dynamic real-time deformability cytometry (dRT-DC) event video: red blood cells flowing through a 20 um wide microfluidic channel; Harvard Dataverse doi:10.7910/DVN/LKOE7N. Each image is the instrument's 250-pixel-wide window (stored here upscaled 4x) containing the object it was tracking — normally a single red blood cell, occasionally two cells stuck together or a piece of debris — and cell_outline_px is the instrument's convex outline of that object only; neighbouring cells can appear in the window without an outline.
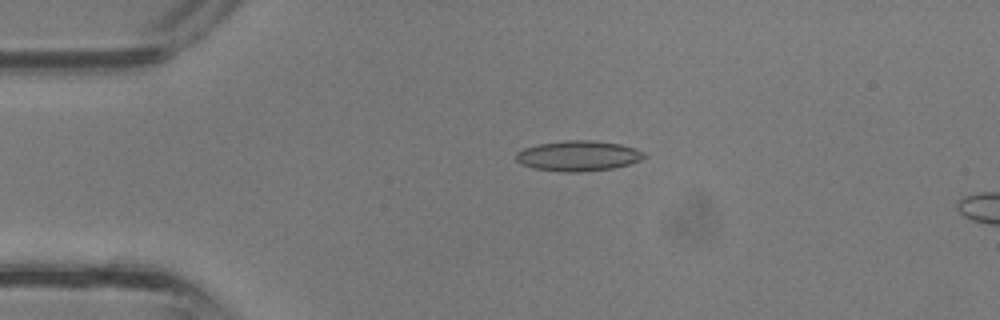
{"species": "common noctule bat (a hibernating species)", "species_latin": "Nyctalus noctula", "temperature_condition": "room temperature", "stored_images_in_passage": 30, "camera_frame_rate_fps": 3000, "um_per_image_px": 0.085, "animal": {"sex": "male", "body_mass_g": 13.3}, "frame": {"image": 1, "passage_image": 1, "time_ms": 0.0, "image_size_px": [1000, 320], "cell_outline_px": [[648, 156], [640, 160], [628, 164], [612, 168], [580, 172], [564, 172], [532, 168], [520, 164], [516, 160], [516, 152], [524, 148], [536, 144], [564, 140], [592, 140], [620, 144], [636, 148], [644, 152]], "centroid_in_image_um": [49.13, 13.24], "position_along_channel_um": 35.9, "area_um2": 22.83}}
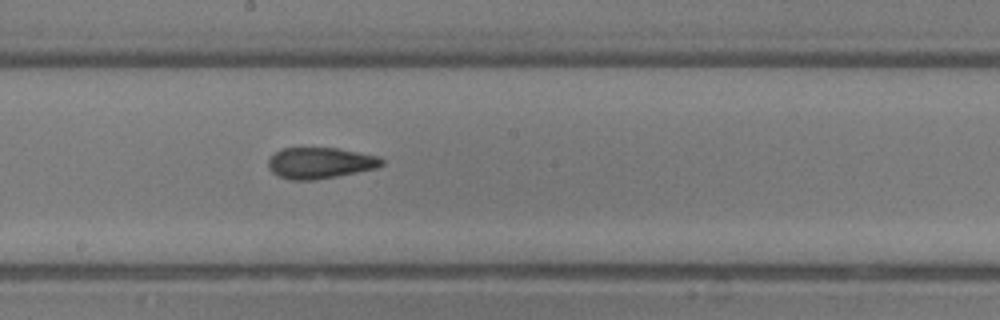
{"frame": {"image": 2, "passage_image": 13, "time_ms": 4.0, "image_size_px": [1000, 320], "cell_outline_px": [[384, 164], [376, 168], [316, 180], [292, 180], [276, 176], [268, 168], [268, 160], [276, 152], [284, 148], [336, 148], [376, 156], [384, 160]], "centroid_in_image_um": [27.17, 13.86], "position_along_channel_um": 221.0, "area_um2": 20.4}}
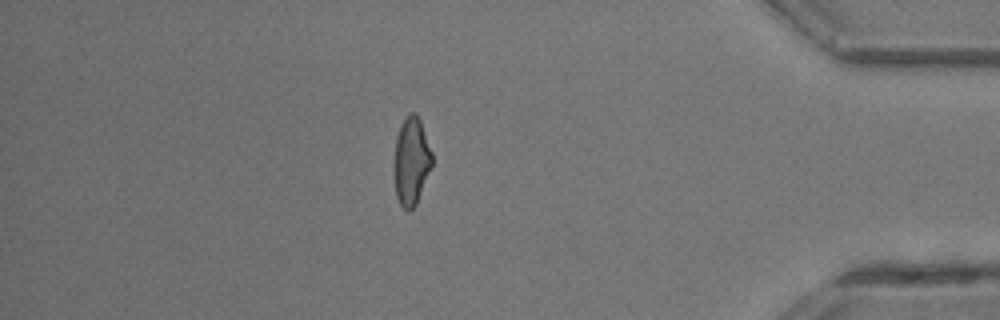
{"frame": {"image": 3, "passage_image": 25, "time_ms": 8.0, "image_size_px": [1000, 320], "cell_outline_px": [[432, 164], [416, 204], [408, 212], [400, 204], [396, 196], [392, 168], [396, 136], [400, 124], [404, 116], [408, 112], [416, 112], [420, 120], [432, 152]], "centroid_in_image_um": [34.92, 13.66], "position_along_channel_um": 400.3, "area_um2": 19.83}}